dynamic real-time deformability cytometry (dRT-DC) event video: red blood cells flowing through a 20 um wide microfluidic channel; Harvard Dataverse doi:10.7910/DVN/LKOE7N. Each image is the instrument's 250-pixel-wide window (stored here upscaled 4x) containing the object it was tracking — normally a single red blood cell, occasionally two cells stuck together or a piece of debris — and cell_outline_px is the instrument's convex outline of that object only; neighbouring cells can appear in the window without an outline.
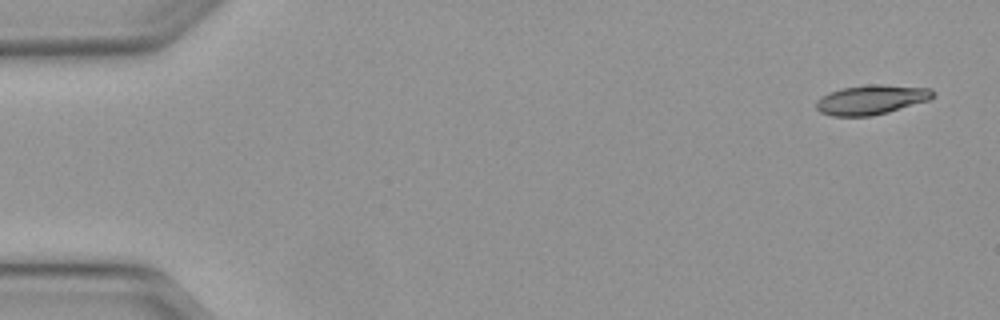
{"species": "Egyptian fruit bat (a non-hibernating species)", "species_latin": "Rousettus aegyptiacus", "temperature_condition": "warm", "stored_images_in_passage": 10, "camera_frame_rate_fps": 3000, "um_per_image_px": 0.085, "animal": {"sex": "female"}, "frame": {"image": 1, "passage_image": 1, "time_ms": 0.0, "image_size_px": [1000, 320], "cell_outline_px": [[936, 92], [928, 100], [888, 112], [872, 116], [832, 116], [820, 112], [816, 108], [816, 100], [820, 96], [828, 92], [840, 88], [868, 84], [880, 84], [932, 88]], "centroid_in_image_um": [74.02, 8.46], "position_along_channel_um": 11.0, "area_um2": 20.29}}